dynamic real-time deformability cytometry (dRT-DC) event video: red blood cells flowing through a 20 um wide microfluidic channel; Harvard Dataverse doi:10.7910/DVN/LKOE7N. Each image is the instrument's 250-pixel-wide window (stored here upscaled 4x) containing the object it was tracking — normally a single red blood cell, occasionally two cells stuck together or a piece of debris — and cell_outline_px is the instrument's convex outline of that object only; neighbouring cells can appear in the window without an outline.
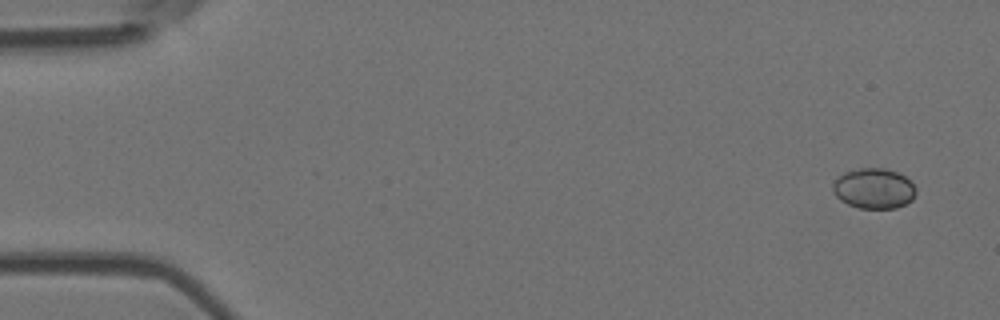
{"species": "Egyptian fruit bat (a non-hibernating species)", "species_latin": "Rousettus aegyptiacus", "temperature_condition": "room temperature", "stored_images_in_passage": 6, "camera_frame_rate_fps": 3000, "um_per_image_px": 0.085, "animal": {"sex": "female"}, "frame": {"image": 1, "passage_image": 1, "time_ms": 0.0, "image_size_px": [1000, 320], "cell_outline_px": [[916, 192], [912, 200], [896, 208], [860, 208], [848, 204], [840, 200], [832, 192], [832, 184], [844, 172], [860, 168], [884, 168], [896, 172], [904, 176], [916, 188]], "centroid_in_image_um": [74.26, 16.02], "position_along_channel_um": 10.7, "area_um2": 19.42}}
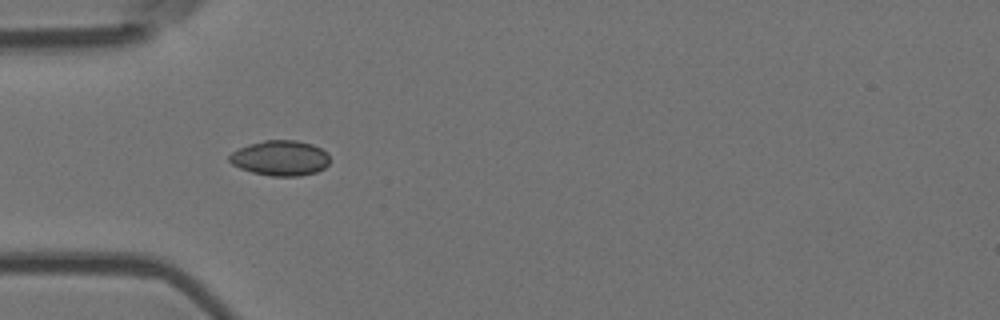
{"frame": {"image": 2, "passage_image": 5, "time_ms": 1.333, "image_size_px": [1000, 320], "cell_outline_px": [[328, 164], [324, 168], [316, 172], [300, 176], [272, 176], [252, 172], [240, 168], [232, 164], [228, 160], [228, 156], [232, 152], [248, 144], [264, 140], [296, 140], [312, 144], [320, 148], [328, 156]], "centroid_in_image_um": [23.79, 13.43], "position_along_channel_um": 61.2, "area_um2": 20.52}}
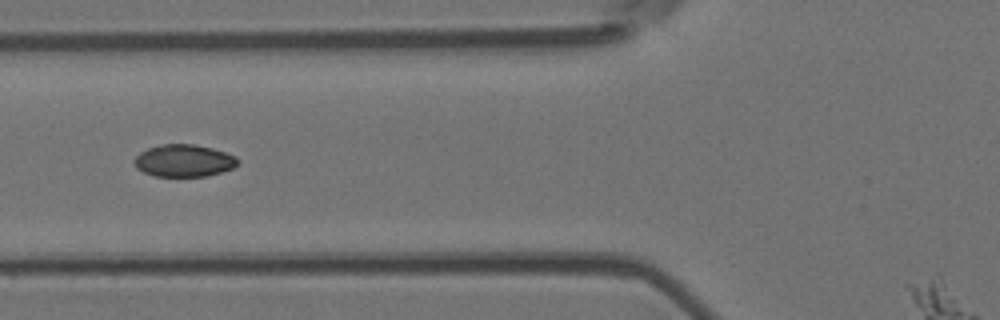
{"frame": {"image": 3, "passage_image": 6, "time_ms": 1.667, "image_size_px": [1000, 320], "cell_outline_px": [[240, 160], [232, 168], [208, 176], [156, 176], [144, 172], [136, 168], [132, 160], [140, 152], [148, 148], [164, 144], [192, 144], [212, 148], [236, 156]], "centroid_in_image_um": [15.61, 13.65], "position_along_channel_um": 110.2, "area_um2": 19.36}}